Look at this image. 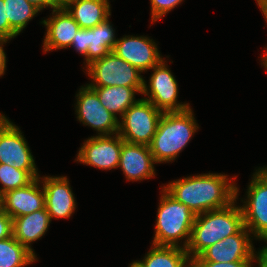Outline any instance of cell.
<instances>
[{
	"label": "cell",
	"mask_w": 267,
	"mask_h": 267,
	"mask_svg": "<svg viewBox=\"0 0 267 267\" xmlns=\"http://www.w3.org/2000/svg\"><path fill=\"white\" fill-rule=\"evenodd\" d=\"M165 63L166 61L163 58L157 65L151 68L153 73L149 79V86H147L144 80L142 91V94L148 97L143 99L150 101L163 112L185 111L191 106H189V103H179L177 101L178 84Z\"/></svg>",
	"instance_id": "8"
},
{
	"label": "cell",
	"mask_w": 267,
	"mask_h": 267,
	"mask_svg": "<svg viewBox=\"0 0 267 267\" xmlns=\"http://www.w3.org/2000/svg\"><path fill=\"white\" fill-rule=\"evenodd\" d=\"M98 95L101 104L115 116H123L124 112L138 100L135 99V93H139L133 87L125 86H107L90 87Z\"/></svg>",
	"instance_id": "22"
},
{
	"label": "cell",
	"mask_w": 267,
	"mask_h": 267,
	"mask_svg": "<svg viewBox=\"0 0 267 267\" xmlns=\"http://www.w3.org/2000/svg\"><path fill=\"white\" fill-rule=\"evenodd\" d=\"M39 177L38 171L19 170L7 164H0V194L24 187Z\"/></svg>",
	"instance_id": "25"
},
{
	"label": "cell",
	"mask_w": 267,
	"mask_h": 267,
	"mask_svg": "<svg viewBox=\"0 0 267 267\" xmlns=\"http://www.w3.org/2000/svg\"><path fill=\"white\" fill-rule=\"evenodd\" d=\"M195 215L188 206L172 197L164 188L160 197L155 226V235L152 244L187 247Z\"/></svg>",
	"instance_id": "4"
},
{
	"label": "cell",
	"mask_w": 267,
	"mask_h": 267,
	"mask_svg": "<svg viewBox=\"0 0 267 267\" xmlns=\"http://www.w3.org/2000/svg\"><path fill=\"white\" fill-rule=\"evenodd\" d=\"M27 1L33 3L41 11L47 7H50L51 9L56 8L49 0H27Z\"/></svg>",
	"instance_id": "33"
},
{
	"label": "cell",
	"mask_w": 267,
	"mask_h": 267,
	"mask_svg": "<svg viewBox=\"0 0 267 267\" xmlns=\"http://www.w3.org/2000/svg\"><path fill=\"white\" fill-rule=\"evenodd\" d=\"M250 231L244 226L238 233L207 247L192 262L230 263L234 261H255V249Z\"/></svg>",
	"instance_id": "11"
},
{
	"label": "cell",
	"mask_w": 267,
	"mask_h": 267,
	"mask_svg": "<svg viewBox=\"0 0 267 267\" xmlns=\"http://www.w3.org/2000/svg\"><path fill=\"white\" fill-rule=\"evenodd\" d=\"M56 8L64 7L70 0H49Z\"/></svg>",
	"instance_id": "35"
},
{
	"label": "cell",
	"mask_w": 267,
	"mask_h": 267,
	"mask_svg": "<svg viewBox=\"0 0 267 267\" xmlns=\"http://www.w3.org/2000/svg\"><path fill=\"white\" fill-rule=\"evenodd\" d=\"M43 178V180H41ZM40 178L45 193V208L50 218H70L76 209V200L66 176Z\"/></svg>",
	"instance_id": "14"
},
{
	"label": "cell",
	"mask_w": 267,
	"mask_h": 267,
	"mask_svg": "<svg viewBox=\"0 0 267 267\" xmlns=\"http://www.w3.org/2000/svg\"><path fill=\"white\" fill-rule=\"evenodd\" d=\"M25 140L20 128L0 113V164L19 170L38 171Z\"/></svg>",
	"instance_id": "10"
},
{
	"label": "cell",
	"mask_w": 267,
	"mask_h": 267,
	"mask_svg": "<svg viewBox=\"0 0 267 267\" xmlns=\"http://www.w3.org/2000/svg\"><path fill=\"white\" fill-rule=\"evenodd\" d=\"M164 112L143 98L131 105L120 117V137L128 143L149 146Z\"/></svg>",
	"instance_id": "6"
},
{
	"label": "cell",
	"mask_w": 267,
	"mask_h": 267,
	"mask_svg": "<svg viewBox=\"0 0 267 267\" xmlns=\"http://www.w3.org/2000/svg\"><path fill=\"white\" fill-rule=\"evenodd\" d=\"M40 177L28 185L2 194V209L12 219L31 214L45 207V193L40 188ZM42 190V191H41Z\"/></svg>",
	"instance_id": "15"
},
{
	"label": "cell",
	"mask_w": 267,
	"mask_h": 267,
	"mask_svg": "<svg viewBox=\"0 0 267 267\" xmlns=\"http://www.w3.org/2000/svg\"><path fill=\"white\" fill-rule=\"evenodd\" d=\"M8 42L7 40L0 39V76L5 74L6 69V55L4 52L3 45Z\"/></svg>",
	"instance_id": "32"
},
{
	"label": "cell",
	"mask_w": 267,
	"mask_h": 267,
	"mask_svg": "<svg viewBox=\"0 0 267 267\" xmlns=\"http://www.w3.org/2000/svg\"><path fill=\"white\" fill-rule=\"evenodd\" d=\"M198 129L191 108L185 111L164 112L149 145L156 163L175 160Z\"/></svg>",
	"instance_id": "3"
},
{
	"label": "cell",
	"mask_w": 267,
	"mask_h": 267,
	"mask_svg": "<svg viewBox=\"0 0 267 267\" xmlns=\"http://www.w3.org/2000/svg\"><path fill=\"white\" fill-rule=\"evenodd\" d=\"M144 259L134 261L137 267H188L192 260L185 248L152 244Z\"/></svg>",
	"instance_id": "20"
},
{
	"label": "cell",
	"mask_w": 267,
	"mask_h": 267,
	"mask_svg": "<svg viewBox=\"0 0 267 267\" xmlns=\"http://www.w3.org/2000/svg\"><path fill=\"white\" fill-rule=\"evenodd\" d=\"M150 147L142 144L122 143L119 165L130 181H142L155 177L154 164Z\"/></svg>",
	"instance_id": "16"
},
{
	"label": "cell",
	"mask_w": 267,
	"mask_h": 267,
	"mask_svg": "<svg viewBox=\"0 0 267 267\" xmlns=\"http://www.w3.org/2000/svg\"><path fill=\"white\" fill-rule=\"evenodd\" d=\"M129 267H137L133 262L129 265Z\"/></svg>",
	"instance_id": "39"
},
{
	"label": "cell",
	"mask_w": 267,
	"mask_h": 267,
	"mask_svg": "<svg viewBox=\"0 0 267 267\" xmlns=\"http://www.w3.org/2000/svg\"><path fill=\"white\" fill-rule=\"evenodd\" d=\"M13 236V219L4 212L0 211V241Z\"/></svg>",
	"instance_id": "29"
},
{
	"label": "cell",
	"mask_w": 267,
	"mask_h": 267,
	"mask_svg": "<svg viewBox=\"0 0 267 267\" xmlns=\"http://www.w3.org/2000/svg\"><path fill=\"white\" fill-rule=\"evenodd\" d=\"M46 26L43 50H59L69 48L79 25L64 7L52 9V16L41 22Z\"/></svg>",
	"instance_id": "17"
},
{
	"label": "cell",
	"mask_w": 267,
	"mask_h": 267,
	"mask_svg": "<svg viewBox=\"0 0 267 267\" xmlns=\"http://www.w3.org/2000/svg\"><path fill=\"white\" fill-rule=\"evenodd\" d=\"M247 199L241 207L244 226L255 239L267 243V176L258 168L248 185ZM267 247V245H265Z\"/></svg>",
	"instance_id": "7"
},
{
	"label": "cell",
	"mask_w": 267,
	"mask_h": 267,
	"mask_svg": "<svg viewBox=\"0 0 267 267\" xmlns=\"http://www.w3.org/2000/svg\"><path fill=\"white\" fill-rule=\"evenodd\" d=\"M14 236L0 241V267H25L37 260Z\"/></svg>",
	"instance_id": "23"
},
{
	"label": "cell",
	"mask_w": 267,
	"mask_h": 267,
	"mask_svg": "<svg viewBox=\"0 0 267 267\" xmlns=\"http://www.w3.org/2000/svg\"><path fill=\"white\" fill-rule=\"evenodd\" d=\"M266 176H267V166L265 167H262V168H259Z\"/></svg>",
	"instance_id": "37"
},
{
	"label": "cell",
	"mask_w": 267,
	"mask_h": 267,
	"mask_svg": "<svg viewBox=\"0 0 267 267\" xmlns=\"http://www.w3.org/2000/svg\"><path fill=\"white\" fill-rule=\"evenodd\" d=\"M196 267H252L253 261H234L230 263L192 262Z\"/></svg>",
	"instance_id": "30"
},
{
	"label": "cell",
	"mask_w": 267,
	"mask_h": 267,
	"mask_svg": "<svg viewBox=\"0 0 267 267\" xmlns=\"http://www.w3.org/2000/svg\"><path fill=\"white\" fill-rule=\"evenodd\" d=\"M188 267H196L192 262Z\"/></svg>",
	"instance_id": "40"
},
{
	"label": "cell",
	"mask_w": 267,
	"mask_h": 267,
	"mask_svg": "<svg viewBox=\"0 0 267 267\" xmlns=\"http://www.w3.org/2000/svg\"><path fill=\"white\" fill-rule=\"evenodd\" d=\"M255 1L257 2V5L261 9L265 21L267 22V0H255Z\"/></svg>",
	"instance_id": "34"
},
{
	"label": "cell",
	"mask_w": 267,
	"mask_h": 267,
	"mask_svg": "<svg viewBox=\"0 0 267 267\" xmlns=\"http://www.w3.org/2000/svg\"><path fill=\"white\" fill-rule=\"evenodd\" d=\"M64 8L84 29L93 28L111 16L108 0H70Z\"/></svg>",
	"instance_id": "19"
},
{
	"label": "cell",
	"mask_w": 267,
	"mask_h": 267,
	"mask_svg": "<svg viewBox=\"0 0 267 267\" xmlns=\"http://www.w3.org/2000/svg\"><path fill=\"white\" fill-rule=\"evenodd\" d=\"M123 142L118 133L91 136L84 141L75 161L103 170L118 168Z\"/></svg>",
	"instance_id": "12"
},
{
	"label": "cell",
	"mask_w": 267,
	"mask_h": 267,
	"mask_svg": "<svg viewBox=\"0 0 267 267\" xmlns=\"http://www.w3.org/2000/svg\"><path fill=\"white\" fill-rule=\"evenodd\" d=\"M221 173H207L183 177L171 181L164 188L172 197L189 207L193 214L199 215L211 210L228 207L237 200L239 188Z\"/></svg>",
	"instance_id": "1"
},
{
	"label": "cell",
	"mask_w": 267,
	"mask_h": 267,
	"mask_svg": "<svg viewBox=\"0 0 267 267\" xmlns=\"http://www.w3.org/2000/svg\"><path fill=\"white\" fill-rule=\"evenodd\" d=\"M6 19L10 27L20 34L34 16L41 10L27 0H4Z\"/></svg>",
	"instance_id": "24"
},
{
	"label": "cell",
	"mask_w": 267,
	"mask_h": 267,
	"mask_svg": "<svg viewBox=\"0 0 267 267\" xmlns=\"http://www.w3.org/2000/svg\"><path fill=\"white\" fill-rule=\"evenodd\" d=\"M236 200L228 207L211 210L195 216L189 243L186 247L190 259L207 247L238 233L244 227L243 213Z\"/></svg>",
	"instance_id": "2"
},
{
	"label": "cell",
	"mask_w": 267,
	"mask_h": 267,
	"mask_svg": "<svg viewBox=\"0 0 267 267\" xmlns=\"http://www.w3.org/2000/svg\"><path fill=\"white\" fill-rule=\"evenodd\" d=\"M4 0H0V39L11 40L18 36V34L10 27L6 19V11Z\"/></svg>",
	"instance_id": "27"
},
{
	"label": "cell",
	"mask_w": 267,
	"mask_h": 267,
	"mask_svg": "<svg viewBox=\"0 0 267 267\" xmlns=\"http://www.w3.org/2000/svg\"><path fill=\"white\" fill-rule=\"evenodd\" d=\"M108 19L109 17L95 27L88 29V52L84 56L86 67L93 61L113 52L117 39L115 30Z\"/></svg>",
	"instance_id": "21"
},
{
	"label": "cell",
	"mask_w": 267,
	"mask_h": 267,
	"mask_svg": "<svg viewBox=\"0 0 267 267\" xmlns=\"http://www.w3.org/2000/svg\"><path fill=\"white\" fill-rule=\"evenodd\" d=\"M261 62H262L261 65H263V67L267 70V47H266V53L262 57Z\"/></svg>",
	"instance_id": "36"
},
{
	"label": "cell",
	"mask_w": 267,
	"mask_h": 267,
	"mask_svg": "<svg viewBox=\"0 0 267 267\" xmlns=\"http://www.w3.org/2000/svg\"><path fill=\"white\" fill-rule=\"evenodd\" d=\"M254 260L258 262V267H267V247L262 246L260 251L255 255Z\"/></svg>",
	"instance_id": "31"
},
{
	"label": "cell",
	"mask_w": 267,
	"mask_h": 267,
	"mask_svg": "<svg viewBox=\"0 0 267 267\" xmlns=\"http://www.w3.org/2000/svg\"><path fill=\"white\" fill-rule=\"evenodd\" d=\"M51 223L50 215L46 208L35 211L31 214L13 218V236L35 256L31 243L41 239L47 232Z\"/></svg>",
	"instance_id": "18"
},
{
	"label": "cell",
	"mask_w": 267,
	"mask_h": 267,
	"mask_svg": "<svg viewBox=\"0 0 267 267\" xmlns=\"http://www.w3.org/2000/svg\"><path fill=\"white\" fill-rule=\"evenodd\" d=\"M113 52L140 72H146L163 58L157 44L146 36H126L117 39Z\"/></svg>",
	"instance_id": "13"
},
{
	"label": "cell",
	"mask_w": 267,
	"mask_h": 267,
	"mask_svg": "<svg viewBox=\"0 0 267 267\" xmlns=\"http://www.w3.org/2000/svg\"><path fill=\"white\" fill-rule=\"evenodd\" d=\"M91 78L89 87L125 86L133 87L142 94L144 78L137 68L110 52L86 67Z\"/></svg>",
	"instance_id": "5"
},
{
	"label": "cell",
	"mask_w": 267,
	"mask_h": 267,
	"mask_svg": "<svg viewBox=\"0 0 267 267\" xmlns=\"http://www.w3.org/2000/svg\"><path fill=\"white\" fill-rule=\"evenodd\" d=\"M76 115L79 122L90 126L101 135H114L119 131V119L109 112L99 101L97 93L86 86H81L76 94Z\"/></svg>",
	"instance_id": "9"
},
{
	"label": "cell",
	"mask_w": 267,
	"mask_h": 267,
	"mask_svg": "<svg viewBox=\"0 0 267 267\" xmlns=\"http://www.w3.org/2000/svg\"><path fill=\"white\" fill-rule=\"evenodd\" d=\"M183 0H150L151 3V22H156L168 14Z\"/></svg>",
	"instance_id": "26"
},
{
	"label": "cell",
	"mask_w": 267,
	"mask_h": 267,
	"mask_svg": "<svg viewBox=\"0 0 267 267\" xmlns=\"http://www.w3.org/2000/svg\"><path fill=\"white\" fill-rule=\"evenodd\" d=\"M2 210V195L0 194V211Z\"/></svg>",
	"instance_id": "38"
},
{
	"label": "cell",
	"mask_w": 267,
	"mask_h": 267,
	"mask_svg": "<svg viewBox=\"0 0 267 267\" xmlns=\"http://www.w3.org/2000/svg\"><path fill=\"white\" fill-rule=\"evenodd\" d=\"M79 54L85 56L88 52V29L80 28L72 40L71 47Z\"/></svg>",
	"instance_id": "28"
}]
</instances>
